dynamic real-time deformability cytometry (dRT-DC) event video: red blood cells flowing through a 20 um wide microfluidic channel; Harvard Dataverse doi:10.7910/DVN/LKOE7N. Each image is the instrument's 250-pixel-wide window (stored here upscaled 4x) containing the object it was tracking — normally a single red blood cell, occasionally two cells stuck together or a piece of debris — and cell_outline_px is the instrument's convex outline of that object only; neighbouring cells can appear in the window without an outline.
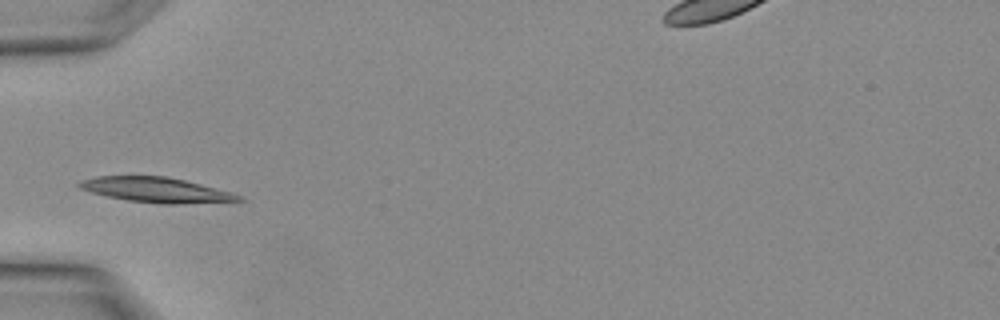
{"species": "Egyptian fruit bat (a non-hibernating species)", "species_latin": "Rousettus aegyptiacus", "temperature_condition": "warm", "stored_images_in_passage": 1, "camera_frame_rate_fps": 3000, "um_per_image_px": 0.085, "animal": {"sex": "female"}, "frame": {"image": 1, "passage_image": 1, "time_ms": 0.0, "image_size_px": [1000, 320], "cell_outline_px": [[244, 200], [176, 204], [164, 204], [128, 200], [108, 196], [92, 192], [80, 188], [76, 184], [80, 180], [96, 176], [164, 176], [184, 180], [200, 184], [228, 192], [240, 196]], "centroid_in_image_um": [13.19, 16.13], "position_along_channel_um": 71.8, "area_um2": 22.72}}